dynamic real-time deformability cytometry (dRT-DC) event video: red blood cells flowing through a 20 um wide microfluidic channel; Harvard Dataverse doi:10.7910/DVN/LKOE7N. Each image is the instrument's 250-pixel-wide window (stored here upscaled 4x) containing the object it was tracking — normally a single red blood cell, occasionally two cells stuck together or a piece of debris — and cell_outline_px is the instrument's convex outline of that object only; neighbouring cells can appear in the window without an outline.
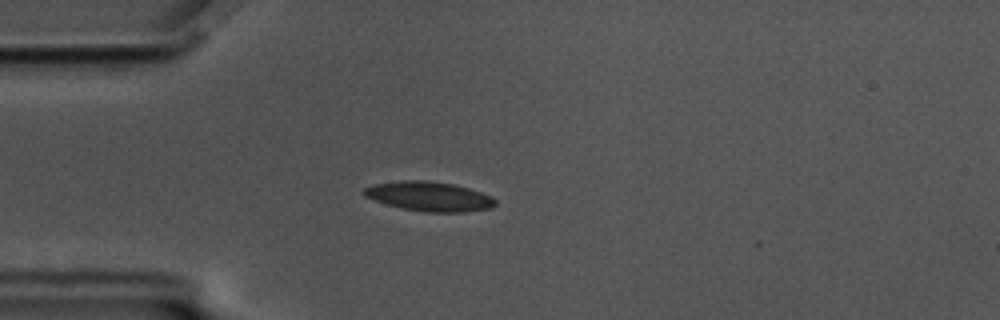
{"species": "common noctule bat (a hibernating species)", "species_latin": "Nyctalus noctula", "temperature_condition": "cold", "stored_images_in_passage": 39, "camera_frame_rate_fps": 3000, "um_per_image_px": 0.085, "animal": {"sex": "male", "body_mass_g": 17.5, "forearm_length_mm": 52.3}, "frame": {"image": 1, "passage_image": 3, "time_ms": 0.667, "image_size_px": [1000, 320], "cell_outline_px": [[496, 204], [492, 208], [464, 212], [424, 212], [404, 208], [388, 204], [364, 196], [360, 192], [364, 188], [372, 184], [400, 180], [424, 180], [452, 184], [468, 188], [492, 196], [496, 200]], "centroid_in_image_um": [36.47, 16.69], "position_along_channel_um": 48.5, "area_um2": 22.54}}
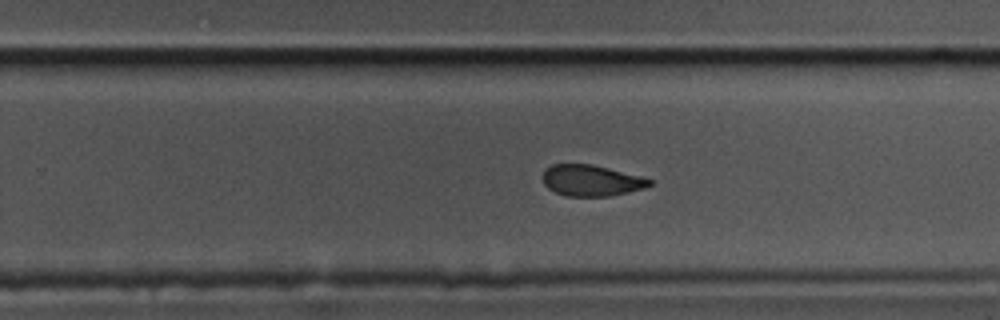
{"frame": {"image": 2, "passage_image": 24, "time_ms": 7.667, "image_size_px": [1000, 320], "cell_outline_px": [[652, 184], [648, 188], [608, 196], [564, 196], [548, 188], [544, 184], [544, 168], [552, 164], [592, 164], [640, 176], [652, 180]], "centroid_in_image_um": [50.27, 15.34], "position_along_channel_um": 279.5, "area_um2": 19.36}}
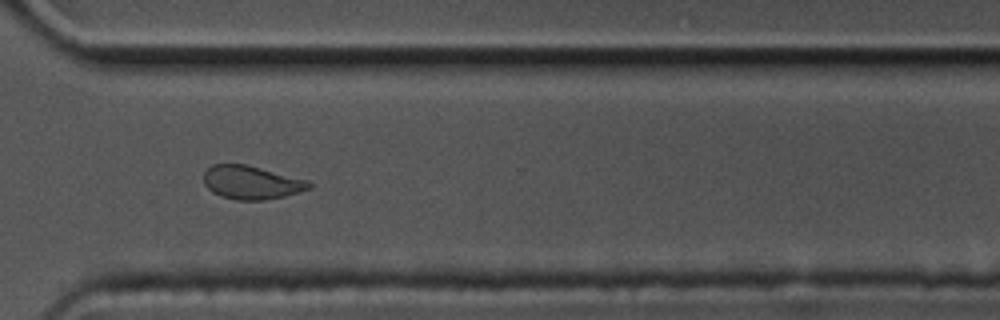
{"frame": {"image": 3, "passage_image": 30, "time_ms": 9.667, "image_size_px": [1000, 320], "cell_outline_px": [[312, 188], [284, 196], [264, 200], [236, 200], [220, 196], [212, 192], [204, 184], [204, 172], [212, 164], [244, 164], [308, 180], [312, 184]], "centroid_in_image_um": [21.36, 15.52], "position_along_channel_um": 349.2, "area_um2": 20.46}, "authors_computed_cell_mechanics": {"area_um2": 20.9814, "velocity_mm_per_s": 3.4707, "shape_relaxation_time_tau1_ms": 5.5024, "shape_relaxation_time_tau2_ms": 3.5035, "deformation_change_tau1": 0.127, "deformation_change_tau2": 0.1036}}